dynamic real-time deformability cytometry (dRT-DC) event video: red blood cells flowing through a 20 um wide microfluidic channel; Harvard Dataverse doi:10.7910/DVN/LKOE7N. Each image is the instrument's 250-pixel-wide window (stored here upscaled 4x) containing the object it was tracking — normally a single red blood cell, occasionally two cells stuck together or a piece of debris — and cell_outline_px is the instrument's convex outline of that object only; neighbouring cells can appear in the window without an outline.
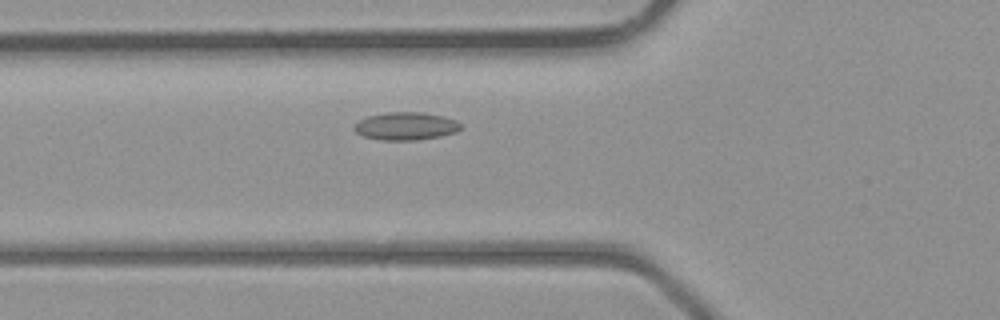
{"species": "common noctule bat (a hibernating species)", "species_latin": "Nyctalus noctula", "temperature_condition": "room temperature", "stored_images_in_passage": 2, "camera_frame_rate_fps": 3000, "um_per_image_px": 0.085, "animal": {"sex": "male", "body_mass_g": 23.1, "forearm_length_mm": 52.7}, "frame": {"image": 1, "passage_image": 2, "time_ms": 1.333, "image_size_px": [1000, 320], "cell_outline_px": [[464, 124], [456, 132], [440, 136], [416, 140], [380, 140], [364, 136], [356, 132], [352, 128], [360, 120], [368, 116], [384, 112], [424, 112], [444, 116], [456, 120]], "centroid_in_image_um": [34.52, 10.71], "position_along_channel_um": 91.3, "area_um2": 17.4}}